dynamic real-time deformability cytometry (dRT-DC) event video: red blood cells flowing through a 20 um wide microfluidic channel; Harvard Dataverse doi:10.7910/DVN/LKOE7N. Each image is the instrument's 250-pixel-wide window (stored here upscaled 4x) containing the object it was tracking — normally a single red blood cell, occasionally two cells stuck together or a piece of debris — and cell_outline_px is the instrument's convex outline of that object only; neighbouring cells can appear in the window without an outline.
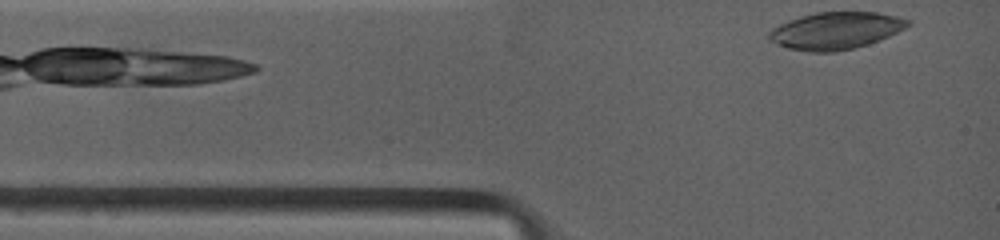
{"species": "common noctule bat (a hibernating species)", "species_latin": "Nyctalus noctula", "temperature_condition": "warm", "stored_images_in_passage": 6, "camera_frame_rate_fps": 4500, "um_per_image_px": 0.085, "animal": {"sex": "female", "body_mass_g": 19.0, "forearm_length_mm": 53.3}, "frame": {"image": 1, "passage_image": 1, "time_ms": 0.0, "image_size_px": [1000, 240], "cell_outline_px": [[912, 20], [904, 28], [880, 40], [856, 48], [836, 52], [808, 52], [788, 48], [768, 40], [768, 32], [772, 28], [788, 20], [800, 16], [816, 12], [876, 12], [896, 16]], "centroid_in_image_um": [71.0, 2.61], "position_along_channel_um": 14.0, "area_um2": 30.11}}